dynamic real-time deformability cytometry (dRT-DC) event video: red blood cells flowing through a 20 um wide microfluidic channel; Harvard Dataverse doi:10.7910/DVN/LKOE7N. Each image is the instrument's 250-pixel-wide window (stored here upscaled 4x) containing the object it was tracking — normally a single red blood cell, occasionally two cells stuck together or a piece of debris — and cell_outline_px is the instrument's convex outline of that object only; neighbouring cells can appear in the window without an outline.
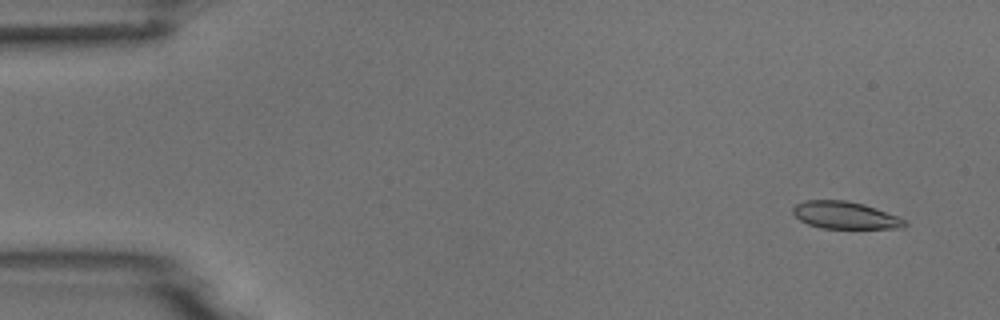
{"species": "common noctule bat (a hibernating species)", "species_latin": "Nyctalus noctula", "temperature_condition": "room temperature", "stored_images_in_passage": 6, "camera_frame_rate_fps": 3000, "um_per_image_px": 0.085, "animal": {"sex": "male", "body_mass_g": 18.8}, "frame": {"image": 1, "passage_image": 1, "time_ms": 0.0, "image_size_px": [1000, 320], "cell_outline_px": [[908, 224], [904, 228], [820, 228], [808, 224], [800, 220], [792, 212], [792, 208], [796, 204], [804, 200], [844, 200], [864, 204], [876, 208], [896, 216], [904, 220]], "centroid_in_image_um": [71.81, 18.29], "position_along_channel_um": 13.2, "area_um2": 17.69}}
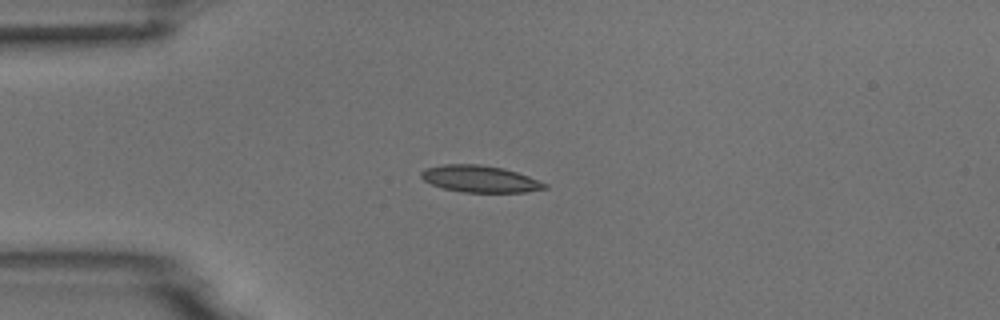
{"frame": {"image": 2, "passage_image": 4, "time_ms": 3.333, "image_size_px": [1000, 320], "cell_outline_px": [[548, 188], [524, 192], [464, 192], [444, 188], [432, 184], [424, 180], [420, 176], [420, 172], [424, 168], [444, 164], [480, 164], [504, 168], [528, 176], [548, 184]], "centroid_in_image_um": [40.79, 15.2], "position_along_channel_um": 44.2, "area_um2": 19.25}}